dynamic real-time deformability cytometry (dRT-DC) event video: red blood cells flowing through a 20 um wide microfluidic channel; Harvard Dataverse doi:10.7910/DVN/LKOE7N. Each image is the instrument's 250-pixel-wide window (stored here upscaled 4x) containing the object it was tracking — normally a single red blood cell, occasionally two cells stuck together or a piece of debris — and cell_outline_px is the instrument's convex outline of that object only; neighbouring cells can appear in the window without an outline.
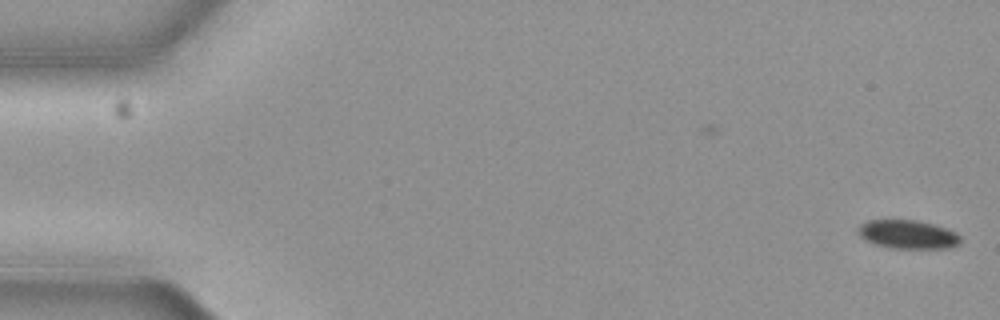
{"species": "common noctule bat (a hibernating species)", "species_latin": "Nyctalus noctula", "temperature_condition": "cold", "stored_images_in_passage": 14, "camera_frame_rate_fps": 3000, "um_per_image_px": 0.085, "animal": {"sex": "female", "body_mass_g": 19.3, "forearm_length_mm": 54.1}, "frame": {"image": 1, "passage_image": 1, "time_ms": 0.0, "image_size_px": [1000, 320], "cell_outline_px": [[960, 244], [948, 248], [888, 248], [864, 240], [856, 232], [856, 228], [860, 224], [868, 220], [916, 220], [932, 224], [956, 232], [960, 236]], "centroid_in_image_um": [77.12, 19.92], "position_along_channel_um": 7.9, "area_um2": 17.17}}